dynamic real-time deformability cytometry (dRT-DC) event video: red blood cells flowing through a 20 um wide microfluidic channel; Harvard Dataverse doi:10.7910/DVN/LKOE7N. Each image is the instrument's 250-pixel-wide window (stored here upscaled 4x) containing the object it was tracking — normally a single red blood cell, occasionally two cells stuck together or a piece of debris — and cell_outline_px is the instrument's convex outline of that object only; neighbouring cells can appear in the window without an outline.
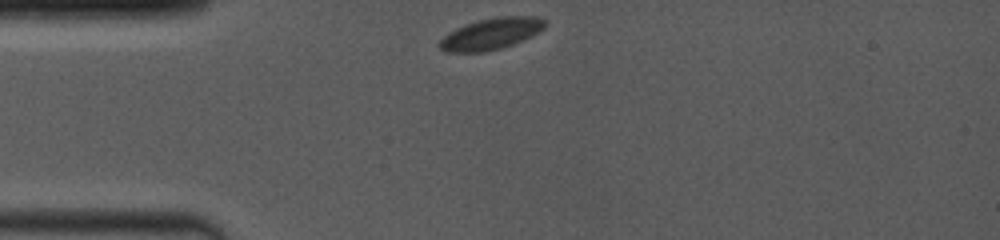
{"species": "common noctule bat (a hibernating species)", "species_latin": "Nyctalus noctula", "temperature_condition": "room temperature", "stored_images_in_passage": 4, "camera_frame_rate_fps": 4000, "um_per_image_px": 0.085, "animal": {"sex": "female", "body_mass_g": 19.0, "forearm_length_mm": 53.3}, "frame": {"image": 1, "passage_image": 1, "time_ms": 0.0, "image_size_px": [1000, 240], "cell_outline_px": [[548, 24], [544, 28], [532, 36], [512, 44], [500, 48], [484, 52], [444, 52], [436, 44], [448, 32], [464, 24], [476, 20], [496, 16], [536, 16], [544, 20]], "centroid_in_image_um": [41.72, 2.86], "position_along_channel_um": 43.3, "area_um2": 19.54}}
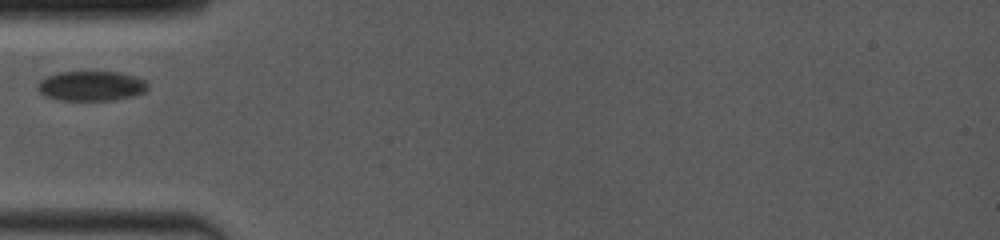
{"frame": {"image": 2, "passage_image": 3, "time_ms": 1.5, "image_size_px": [1000, 240], "cell_outline_px": [[148, 92], [136, 96], [112, 100], [56, 100], [44, 96], [36, 88], [36, 84], [40, 80], [56, 72], [116, 72], [132, 76], [144, 80], [148, 84]], "centroid_in_image_um": [7.74, 7.32], "position_along_channel_um": 77.3, "area_um2": 19.36}}